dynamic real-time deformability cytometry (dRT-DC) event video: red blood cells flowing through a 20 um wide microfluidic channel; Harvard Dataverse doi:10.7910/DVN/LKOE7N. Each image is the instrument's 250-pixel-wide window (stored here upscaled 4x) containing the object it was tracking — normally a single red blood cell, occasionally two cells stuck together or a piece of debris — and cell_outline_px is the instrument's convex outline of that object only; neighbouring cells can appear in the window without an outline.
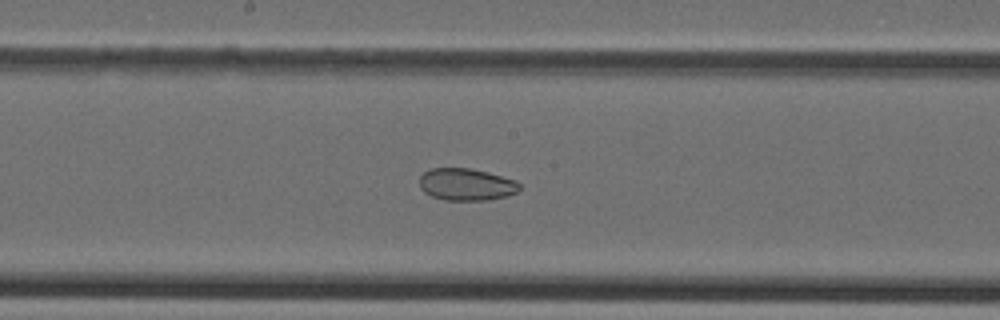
{"species": "Egyptian fruit bat (a non-hibernating species)", "species_latin": "Rousettus aegyptiacus", "temperature_condition": "cold", "stored_images_in_passage": 42, "camera_frame_rate_fps": 3000, "um_per_image_px": 0.085, "animal": {"sex": "female"}, "frame": {"image": 1, "passage_image": 19, "time_ms": 6.0, "image_size_px": [1000, 320], "cell_outline_px": [[520, 188], [516, 192], [508, 196], [484, 200], [444, 200], [432, 196], [424, 192], [420, 188], [420, 176], [424, 172], [432, 168], [472, 168], [488, 172], [516, 180], [520, 184]], "centroid_in_image_um": [39.64, 15.67], "position_along_channel_um": 208.6, "area_um2": 18.79}}
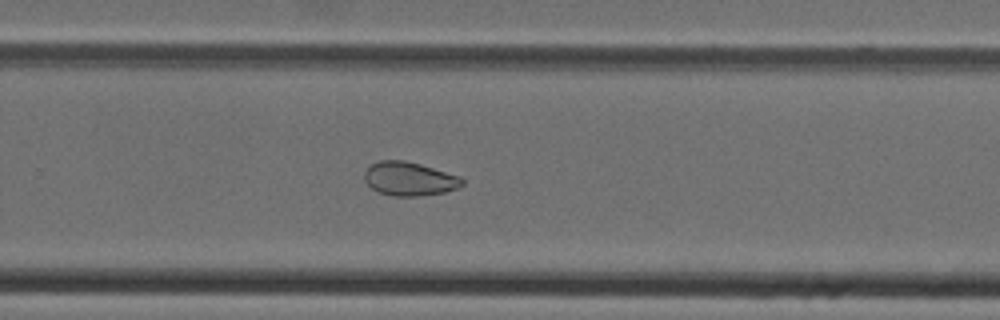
{"frame": {"image": 2, "passage_image": 25, "time_ms": 8.0, "image_size_px": [1000, 320], "cell_outline_px": [[464, 184], [456, 188], [444, 192], [416, 196], [392, 196], [380, 192], [372, 188], [364, 180], [364, 172], [372, 164], [380, 160], [404, 160], [420, 164], [460, 176], [464, 180]], "centroid_in_image_um": [34.79, 15.19], "position_along_channel_um": 295.0, "area_um2": 19.07}}
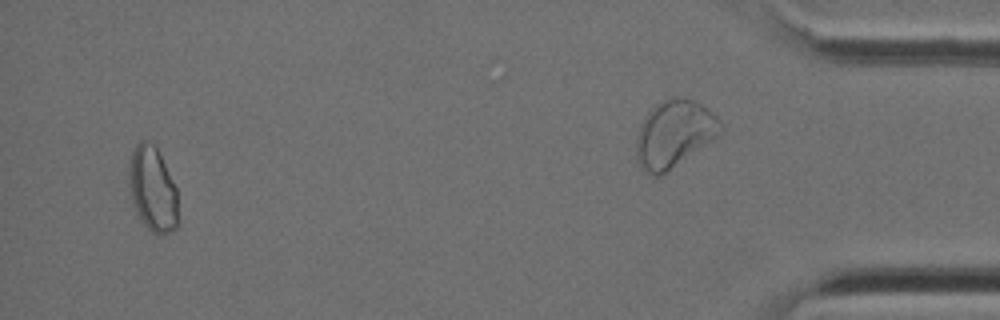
{"frame": {"image": 3, "passage_image": 39, "time_ms": 12.667, "image_size_px": [1000, 320], "cell_outline_px": [[176, 228], [160, 236], [152, 232], [144, 224], [136, 212], [132, 204], [128, 184], [128, 172], [132, 152], [136, 144], [140, 140], [144, 140], [156, 144], [176, 188]], "centroid_in_image_um": [12.93, 16.04], "position_along_channel_um": 422.3, "area_um2": 24.33}}